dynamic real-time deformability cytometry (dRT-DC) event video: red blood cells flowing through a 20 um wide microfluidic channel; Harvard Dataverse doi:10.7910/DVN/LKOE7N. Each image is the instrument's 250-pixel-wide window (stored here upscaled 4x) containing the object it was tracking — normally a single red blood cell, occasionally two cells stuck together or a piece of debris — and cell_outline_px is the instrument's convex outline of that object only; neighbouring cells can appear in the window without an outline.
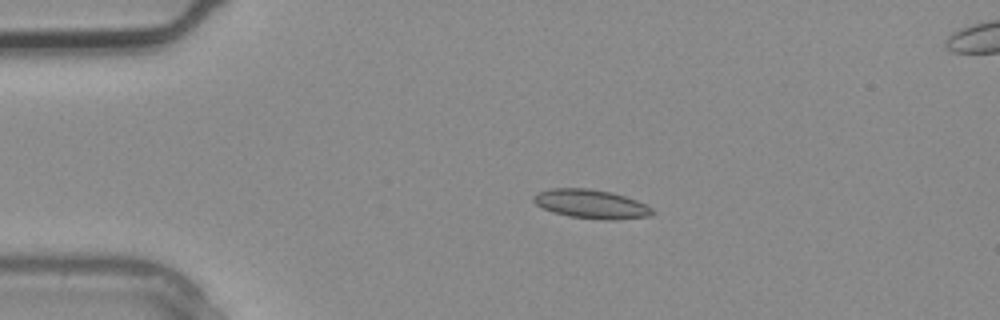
{"species": "common noctule bat (a hibernating species)", "species_latin": "Nyctalus noctula", "temperature_condition": "warm", "stored_images_in_passage": 8, "camera_frame_rate_fps": 3000, "um_per_image_px": 0.085, "animal": {"sex": "male", "body_mass_g": 20.4}, "frame": {"image": 1, "passage_image": 2, "time_ms": 0.333, "image_size_px": [1000, 320], "cell_outline_px": [[656, 212], [652, 216], [612, 220], [604, 220], [568, 216], [552, 212], [536, 204], [532, 200], [532, 196], [536, 192], [548, 188], [588, 188], [612, 192], [636, 200], [652, 208]], "centroid_in_image_um": [50.23, 17.34], "position_along_channel_um": 34.8, "area_um2": 20.23}}
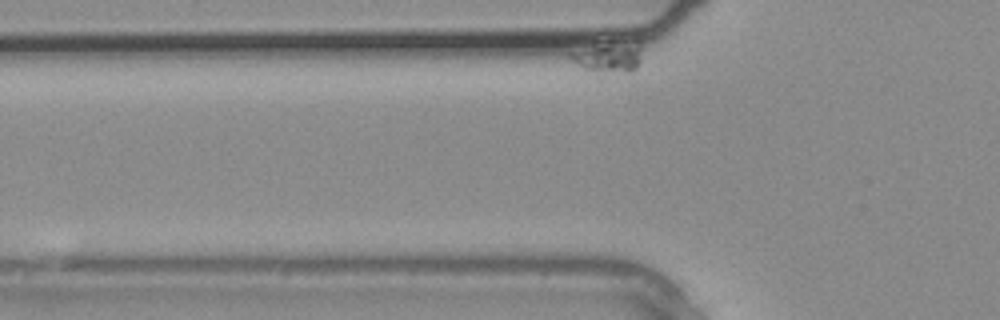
{"frame": {"image": 2, "passage_image": 4, "time_ms": 1.0, "image_size_px": [1000, 320], "cell_outline_px": [[640, 60], [636, 68], [632, 72], [600, 80], [596, 80], [572, 60], [568, 56], [568, 52], [596, 48], [640, 48]], "centroid_in_image_um": [51.57, 5.21], "position_along_channel_um": 74.2, "area_um2": 12.2}}